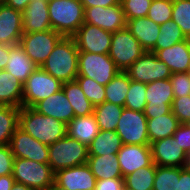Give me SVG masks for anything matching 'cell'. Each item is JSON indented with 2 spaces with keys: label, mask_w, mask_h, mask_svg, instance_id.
Returning <instances> with one entry per match:
<instances>
[{
  "label": "cell",
  "mask_w": 190,
  "mask_h": 190,
  "mask_svg": "<svg viewBox=\"0 0 190 190\" xmlns=\"http://www.w3.org/2000/svg\"><path fill=\"white\" fill-rule=\"evenodd\" d=\"M78 54L73 37H62L41 68L62 84L74 81L78 75Z\"/></svg>",
  "instance_id": "1"
},
{
  "label": "cell",
  "mask_w": 190,
  "mask_h": 190,
  "mask_svg": "<svg viewBox=\"0 0 190 190\" xmlns=\"http://www.w3.org/2000/svg\"><path fill=\"white\" fill-rule=\"evenodd\" d=\"M19 127L46 145L53 144L67 134V124L38 113L32 107H21Z\"/></svg>",
  "instance_id": "2"
},
{
  "label": "cell",
  "mask_w": 190,
  "mask_h": 190,
  "mask_svg": "<svg viewBox=\"0 0 190 190\" xmlns=\"http://www.w3.org/2000/svg\"><path fill=\"white\" fill-rule=\"evenodd\" d=\"M48 14L52 30L72 37L84 23V7L80 0H50Z\"/></svg>",
  "instance_id": "3"
},
{
  "label": "cell",
  "mask_w": 190,
  "mask_h": 190,
  "mask_svg": "<svg viewBox=\"0 0 190 190\" xmlns=\"http://www.w3.org/2000/svg\"><path fill=\"white\" fill-rule=\"evenodd\" d=\"M48 164L54 173L73 166L86 164L88 147L66 134L62 139L48 145Z\"/></svg>",
  "instance_id": "4"
},
{
  "label": "cell",
  "mask_w": 190,
  "mask_h": 190,
  "mask_svg": "<svg viewBox=\"0 0 190 190\" xmlns=\"http://www.w3.org/2000/svg\"><path fill=\"white\" fill-rule=\"evenodd\" d=\"M12 175L15 182L22 183L34 190H48L54 183L55 173L48 163L14 158Z\"/></svg>",
  "instance_id": "5"
},
{
  "label": "cell",
  "mask_w": 190,
  "mask_h": 190,
  "mask_svg": "<svg viewBox=\"0 0 190 190\" xmlns=\"http://www.w3.org/2000/svg\"><path fill=\"white\" fill-rule=\"evenodd\" d=\"M145 52L140 42L126 28L112 33L108 55L120 71H126Z\"/></svg>",
  "instance_id": "6"
},
{
  "label": "cell",
  "mask_w": 190,
  "mask_h": 190,
  "mask_svg": "<svg viewBox=\"0 0 190 190\" xmlns=\"http://www.w3.org/2000/svg\"><path fill=\"white\" fill-rule=\"evenodd\" d=\"M120 70L108 54H95L79 52L78 54V75L89 77L106 86Z\"/></svg>",
  "instance_id": "7"
},
{
  "label": "cell",
  "mask_w": 190,
  "mask_h": 190,
  "mask_svg": "<svg viewBox=\"0 0 190 190\" xmlns=\"http://www.w3.org/2000/svg\"><path fill=\"white\" fill-rule=\"evenodd\" d=\"M62 89V83L38 67L23 83V107H34L38 102Z\"/></svg>",
  "instance_id": "8"
},
{
  "label": "cell",
  "mask_w": 190,
  "mask_h": 190,
  "mask_svg": "<svg viewBox=\"0 0 190 190\" xmlns=\"http://www.w3.org/2000/svg\"><path fill=\"white\" fill-rule=\"evenodd\" d=\"M62 37L52 29L26 33L22 35L19 45L36 66L41 67Z\"/></svg>",
  "instance_id": "9"
},
{
  "label": "cell",
  "mask_w": 190,
  "mask_h": 190,
  "mask_svg": "<svg viewBox=\"0 0 190 190\" xmlns=\"http://www.w3.org/2000/svg\"><path fill=\"white\" fill-rule=\"evenodd\" d=\"M116 133L126 145H150L147 117L143 112L124 108L118 120Z\"/></svg>",
  "instance_id": "10"
},
{
  "label": "cell",
  "mask_w": 190,
  "mask_h": 190,
  "mask_svg": "<svg viewBox=\"0 0 190 190\" xmlns=\"http://www.w3.org/2000/svg\"><path fill=\"white\" fill-rule=\"evenodd\" d=\"M125 72L131 80L145 84L168 79L172 75L168 66L152 52H145Z\"/></svg>",
  "instance_id": "11"
},
{
  "label": "cell",
  "mask_w": 190,
  "mask_h": 190,
  "mask_svg": "<svg viewBox=\"0 0 190 190\" xmlns=\"http://www.w3.org/2000/svg\"><path fill=\"white\" fill-rule=\"evenodd\" d=\"M174 98L175 96L169 78L151 82L146 87L147 104L143 113L147 119L168 114L171 111Z\"/></svg>",
  "instance_id": "12"
},
{
  "label": "cell",
  "mask_w": 190,
  "mask_h": 190,
  "mask_svg": "<svg viewBox=\"0 0 190 190\" xmlns=\"http://www.w3.org/2000/svg\"><path fill=\"white\" fill-rule=\"evenodd\" d=\"M72 37L79 52L109 53L112 32L103 30L96 25L83 23Z\"/></svg>",
  "instance_id": "13"
},
{
  "label": "cell",
  "mask_w": 190,
  "mask_h": 190,
  "mask_svg": "<svg viewBox=\"0 0 190 190\" xmlns=\"http://www.w3.org/2000/svg\"><path fill=\"white\" fill-rule=\"evenodd\" d=\"M9 147L14 158H24L38 163H48L49 161L48 145L36 140L20 127L14 131Z\"/></svg>",
  "instance_id": "14"
},
{
  "label": "cell",
  "mask_w": 190,
  "mask_h": 190,
  "mask_svg": "<svg viewBox=\"0 0 190 190\" xmlns=\"http://www.w3.org/2000/svg\"><path fill=\"white\" fill-rule=\"evenodd\" d=\"M84 23L96 25L113 33L126 28L127 20L120 3L111 7L84 8Z\"/></svg>",
  "instance_id": "15"
},
{
  "label": "cell",
  "mask_w": 190,
  "mask_h": 190,
  "mask_svg": "<svg viewBox=\"0 0 190 190\" xmlns=\"http://www.w3.org/2000/svg\"><path fill=\"white\" fill-rule=\"evenodd\" d=\"M152 160L157 166L186 167L188 154L179 146L173 136L150 144Z\"/></svg>",
  "instance_id": "16"
},
{
  "label": "cell",
  "mask_w": 190,
  "mask_h": 190,
  "mask_svg": "<svg viewBox=\"0 0 190 190\" xmlns=\"http://www.w3.org/2000/svg\"><path fill=\"white\" fill-rule=\"evenodd\" d=\"M54 181L67 190H95L96 185V178L87 163L57 171Z\"/></svg>",
  "instance_id": "17"
},
{
  "label": "cell",
  "mask_w": 190,
  "mask_h": 190,
  "mask_svg": "<svg viewBox=\"0 0 190 190\" xmlns=\"http://www.w3.org/2000/svg\"><path fill=\"white\" fill-rule=\"evenodd\" d=\"M117 157L123 178L153 163L150 145L123 144L117 153Z\"/></svg>",
  "instance_id": "18"
},
{
  "label": "cell",
  "mask_w": 190,
  "mask_h": 190,
  "mask_svg": "<svg viewBox=\"0 0 190 190\" xmlns=\"http://www.w3.org/2000/svg\"><path fill=\"white\" fill-rule=\"evenodd\" d=\"M23 35L22 12L0 2V44L15 46Z\"/></svg>",
  "instance_id": "19"
},
{
  "label": "cell",
  "mask_w": 190,
  "mask_h": 190,
  "mask_svg": "<svg viewBox=\"0 0 190 190\" xmlns=\"http://www.w3.org/2000/svg\"><path fill=\"white\" fill-rule=\"evenodd\" d=\"M154 54L168 66L172 74L189 73L190 39L187 38L171 47L157 50Z\"/></svg>",
  "instance_id": "20"
},
{
  "label": "cell",
  "mask_w": 190,
  "mask_h": 190,
  "mask_svg": "<svg viewBox=\"0 0 190 190\" xmlns=\"http://www.w3.org/2000/svg\"><path fill=\"white\" fill-rule=\"evenodd\" d=\"M33 109L42 115L54 117L65 124H68L75 117L74 109L62 89L38 102Z\"/></svg>",
  "instance_id": "21"
},
{
  "label": "cell",
  "mask_w": 190,
  "mask_h": 190,
  "mask_svg": "<svg viewBox=\"0 0 190 190\" xmlns=\"http://www.w3.org/2000/svg\"><path fill=\"white\" fill-rule=\"evenodd\" d=\"M23 34L52 29L48 14V2L31 0L22 12Z\"/></svg>",
  "instance_id": "22"
},
{
  "label": "cell",
  "mask_w": 190,
  "mask_h": 190,
  "mask_svg": "<svg viewBox=\"0 0 190 190\" xmlns=\"http://www.w3.org/2000/svg\"><path fill=\"white\" fill-rule=\"evenodd\" d=\"M126 29L140 42L146 52H150L159 37L160 25L147 17L127 20Z\"/></svg>",
  "instance_id": "23"
},
{
  "label": "cell",
  "mask_w": 190,
  "mask_h": 190,
  "mask_svg": "<svg viewBox=\"0 0 190 190\" xmlns=\"http://www.w3.org/2000/svg\"><path fill=\"white\" fill-rule=\"evenodd\" d=\"M37 68L19 44L10 47V56L5 71L23 84Z\"/></svg>",
  "instance_id": "24"
},
{
  "label": "cell",
  "mask_w": 190,
  "mask_h": 190,
  "mask_svg": "<svg viewBox=\"0 0 190 190\" xmlns=\"http://www.w3.org/2000/svg\"><path fill=\"white\" fill-rule=\"evenodd\" d=\"M99 132L100 128L94 114L83 117H74L67 124V134L71 138L85 144L87 147L91 144Z\"/></svg>",
  "instance_id": "25"
},
{
  "label": "cell",
  "mask_w": 190,
  "mask_h": 190,
  "mask_svg": "<svg viewBox=\"0 0 190 190\" xmlns=\"http://www.w3.org/2000/svg\"><path fill=\"white\" fill-rule=\"evenodd\" d=\"M0 105L23 107V84L5 70H0Z\"/></svg>",
  "instance_id": "26"
},
{
  "label": "cell",
  "mask_w": 190,
  "mask_h": 190,
  "mask_svg": "<svg viewBox=\"0 0 190 190\" xmlns=\"http://www.w3.org/2000/svg\"><path fill=\"white\" fill-rule=\"evenodd\" d=\"M87 164L96 180L123 178L117 154L88 156Z\"/></svg>",
  "instance_id": "27"
},
{
  "label": "cell",
  "mask_w": 190,
  "mask_h": 190,
  "mask_svg": "<svg viewBox=\"0 0 190 190\" xmlns=\"http://www.w3.org/2000/svg\"><path fill=\"white\" fill-rule=\"evenodd\" d=\"M181 123L170 111L163 116L147 119V130L150 144L160 139L173 136Z\"/></svg>",
  "instance_id": "28"
},
{
  "label": "cell",
  "mask_w": 190,
  "mask_h": 190,
  "mask_svg": "<svg viewBox=\"0 0 190 190\" xmlns=\"http://www.w3.org/2000/svg\"><path fill=\"white\" fill-rule=\"evenodd\" d=\"M122 146V140L116 131L100 130L88 146V156L117 154Z\"/></svg>",
  "instance_id": "29"
},
{
  "label": "cell",
  "mask_w": 190,
  "mask_h": 190,
  "mask_svg": "<svg viewBox=\"0 0 190 190\" xmlns=\"http://www.w3.org/2000/svg\"><path fill=\"white\" fill-rule=\"evenodd\" d=\"M62 90L74 109L75 117H83L93 114L94 106L86 98L76 80L63 83Z\"/></svg>",
  "instance_id": "30"
},
{
  "label": "cell",
  "mask_w": 190,
  "mask_h": 190,
  "mask_svg": "<svg viewBox=\"0 0 190 190\" xmlns=\"http://www.w3.org/2000/svg\"><path fill=\"white\" fill-rule=\"evenodd\" d=\"M123 109L124 107L107 101L95 106L93 114L100 130L116 131Z\"/></svg>",
  "instance_id": "31"
},
{
  "label": "cell",
  "mask_w": 190,
  "mask_h": 190,
  "mask_svg": "<svg viewBox=\"0 0 190 190\" xmlns=\"http://www.w3.org/2000/svg\"><path fill=\"white\" fill-rule=\"evenodd\" d=\"M21 108L0 105V146L9 145L14 131L19 127Z\"/></svg>",
  "instance_id": "32"
},
{
  "label": "cell",
  "mask_w": 190,
  "mask_h": 190,
  "mask_svg": "<svg viewBox=\"0 0 190 190\" xmlns=\"http://www.w3.org/2000/svg\"><path fill=\"white\" fill-rule=\"evenodd\" d=\"M130 78L125 71H120L105 86V101L124 107L127 93L129 91Z\"/></svg>",
  "instance_id": "33"
},
{
  "label": "cell",
  "mask_w": 190,
  "mask_h": 190,
  "mask_svg": "<svg viewBox=\"0 0 190 190\" xmlns=\"http://www.w3.org/2000/svg\"><path fill=\"white\" fill-rule=\"evenodd\" d=\"M156 164L142 167L124 177V186L131 190H153Z\"/></svg>",
  "instance_id": "34"
},
{
  "label": "cell",
  "mask_w": 190,
  "mask_h": 190,
  "mask_svg": "<svg viewBox=\"0 0 190 190\" xmlns=\"http://www.w3.org/2000/svg\"><path fill=\"white\" fill-rule=\"evenodd\" d=\"M187 38L182 33L181 28L172 19L160 25L159 37L156 40L155 47L150 51L155 53L157 50H162L175 45Z\"/></svg>",
  "instance_id": "35"
},
{
  "label": "cell",
  "mask_w": 190,
  "mask_h": 190,
  "mask_svg": "<svg viewBox=\"0 0 190 190\" xmlns=\"http://www.w3.org/2000/svg\"><path fill=\"white\" fill-rule=\"evenodd\" d=\"M179 167L157 166L153 190H177Z\"/></svg>",
  "instance_id": "36"
},
{
  "label": "cell",
  "mask_w": 190,
  "mask_h": 190,
  "mask_svg": "<svg viewBox=\"0 0 190 190\" xmlns=\"http://www.w3.org/2000/svg\"><path fill=\"white\" fill-rule=\"evenodd\" d=\"M147 84L130 79L129 91L126 96L124 108L143 112L146 102Z\"/></svg>",
  "instance_id": "37"
},
{
  "label": "cell",
  "mask_w": 190,
  "mask_h": 190,
  "mask_svg": "<svg viewBox=\"0 0 190 190\" xmlns=\"http://www.w3.org/2000/svg\"><path fill=\"white\" fill-rule=\"evenodd\" d=\"M75 80L94 107L105 102V86L100 85L89 77L77 76Z\"/></svg>",
  "instance_id": "38"
},
{
  "label": "cell",
  "mask_w": 190,
  "mask_h": 190,
  "mask_svg": "<svg viewBox=\"0 0 190 190\" xmlns=\"http://www.w3.org/2000/svg\"><path fill=\"white\" fill-rule=\"evenodd\" d=\"M172 20L181 28L184 36L190 39V0H173Z\"/></svg>",
  "instance_id": "39"
},
{
  "label": "cell",
  "mask_w": 190,
  "mask_h": 190,
  "mask_svg": "<svg viewBox=\"0 0 190 190\" xmlns=\"http://www.w3.org/2000/svg\"><path fill=\"white\" fill-rule=\"evenodd\" d=\"M173 0H152L147 18L156 24H163L172 19Z\"/></svg>",
  "instance_id": "40"
},
{
  "label": "cell",
  "mask_w": 190,
  "mask_h": 190,
  "mask_svg": "<svg viewBox=\"0 0 190 190\" xmlns=\"http://www.w3.org/2000/svg\"><path fill=\"white\" fill-rule=\"evenodd\" d=\"M152 0H121L126 20L146 17Z\"/></svg>",
  "instance_id": "41"
},
{
  "label": "cell",
  "mask_w": 190,
  "mask_h": 190,
  "mask_svg": "<svg viewBox=\"0 0 190 190\" xmlns=\"http://www.w3.org/2000/svg\"><path fill=\"white\" fill-rule=\"evenodd\" d=\"M171 111L181 124H190V95L174 98Z\"/></svg>",
  "instance_id": "42"
},
{
  "label": "cell",
  "mask_w": 190,
  "mask_h": 190,
  "mask_svg": "<svg viewBox=\"0 0 190 190\" xmlns=\"http://www.w3.org/2000/svg\"><path fill=\"white\" fill-rule=\"evenodd\" d=\"M175 98L190 95L189 73H173L169 78Z\"/></svg>",
  "instance_id": "43"
},
{
  "label": "cell",
  "mask_w": 190,
  "mask_h": 190,
  "mask_svg": "<svg viewBox=\"0 0 190 190\" xmlns=\"http://www.w3.org/2000/svg\"><path fill=\"white\" fill-rule=\"evenodd\" d=\"M14 156L9 145L0 146V176L13 173Z\"/></svg>",
  "instance_id": "44"
},
{
  "label": "cell",
  "mask_w": 190,
  "mask_h": 190,
  "mask_svg": "<svg viewBox=\"0 0 190 190\" xmlns=\"http://www.w3.org/2000/svg\"><path fill=\"white\" fill-rule=\"evenodd\" d=\"M179 146L190 154V124H180L173 134Z\"/></svg>",
  "instance_id": "45"
},
{
  "label": "cell",
  "mask_w": 190,
  "mask_h": 190,
  "mask_svg": "<svg viewBox=\"0 0 190 190\" xmlns=\"http://www.w3.org/2000/svg\"><path fill=\"white\" fill-rule=\"evenodd\" d=\"M124 178L96 180L95 190H123Z\"/></svg>",
  "instance_id": "46"
},
{
  "label": "cell",
  "mask_w": 190,
  "mask_h": 190,
  "mask_svg": "<svg viewBox=\"0 0 190 190\" xmlns=\"http://www.w3.org/2000/svg\"><path fill=\"white\" fill-rule=\"evenodd\" d=\"M177 190H190V167H179Z\"/></svg>",
  "instance_id": "47"
},
{
  "label": "cell",
  "mask_w": 190,
  "mask_h": 190,
  "mask_svg": "<svg viewBox=\"0 0 190 190\" xmlns=\"http://www.w3.org/2000/svg\"><path fill=\"white\" fill-rule=\"evenodd\" d=\"M84 8L101 6V7H111L121 3V0H80Z\"/></svg>",
  "instance_id": "48"
},
{
  "label": "cell",
  "mask_w": 190,
  "mask_h": 190,
  "mask_svg": "<svg viewBox=\"0 0 190 190\" xmlns=\"http://www.w3.org/2000/svg\"><path fill=\"white\" fill-rule=\"evenodd\" d=\"M10 45L0 44V70H4L7 66L10 56Z\"/></svg>",
  "instance_id": "49"
},
{
  "label": "cell",
  "mask_w": 190,
  "mask_h": 190,
  "mask_svg": "<svg viewBox=\"0 0 190 190\" xmlns=\"http://www.w3.org/2000/svg\"><path fill=\"white\" fill-rule=\"evenodd\" d=\"M6 5L23 12L31 0H1Z\"/></svg>",
  "instance_id": "50"
},
{
  "label": "cell",
  "mask_w": 190,
  "mask_h": 190,
  "mask_svg": "<svg viewBox=\"0 0 190 190\" xmlns=\"http://www.w3.org/2000/svg\"><path fill=\"white\" fill-rule=\"evenodd\" d=\"M15 183L13 175L0 176V190H11Z\"/></svg>",
  "instance_id": "51"
},
{
  "label": "cell",
  "mask_w": 190,
  "mask_h": 190,
  "mask_svg": "<svg viewBox=\"0 0 190 190\" xmlns=\"http://www.w3.org/2000/svg\"><path fill=\"white\" fill-rule=\"evenodd\" d=\"M11 190H34V189H32L29 186H26L22 183L15 182Z\"/></svg>",
  "instance_id": "52"
},
{
  "label": "cell",
  "mask_w": 190,
  "mask_h": 190,
  "mask_svg": "<svg viewBox=\"0 0 190 190\" xmlns=\"http://www.w3.org/2000/svg\"><path fill=\"white\" fill-rule=\"evenodd\" d=\"M48 190H67L66 188L59 186L55 181L54 183L48 188Z\"/></svg>",
  "instance_id": "53"
},
{
  "label": "cell",
  "mask_w": 190,
  "mask_h": 190,
  "mask_svg": "<svg viewBox=\"0 0 190 190\" xmlns=\"http://www.w3.org/2000/svg\"><path fill=\"white\" fill-rule=\"evenodd\" d=\"M187 166L190 167V154L188 155V162H187Z\"/></svg>",
  "instance_id": "54"
},
{
  "label": "cell",
  "mask_w": 190,
  "mask_h": 190,
  "mask_svg": "<svg viewBox=\"0 0 190 190\" xmlns=\"http://www.w3.org/2000/svg\"><path fill=\"white\" fill-rule=\"evenodd\" d=\"M123 190H131V189H129V188H127V187L124 186Z\"/></svg>",
  "instance_id": "55"
}]
</instances>
